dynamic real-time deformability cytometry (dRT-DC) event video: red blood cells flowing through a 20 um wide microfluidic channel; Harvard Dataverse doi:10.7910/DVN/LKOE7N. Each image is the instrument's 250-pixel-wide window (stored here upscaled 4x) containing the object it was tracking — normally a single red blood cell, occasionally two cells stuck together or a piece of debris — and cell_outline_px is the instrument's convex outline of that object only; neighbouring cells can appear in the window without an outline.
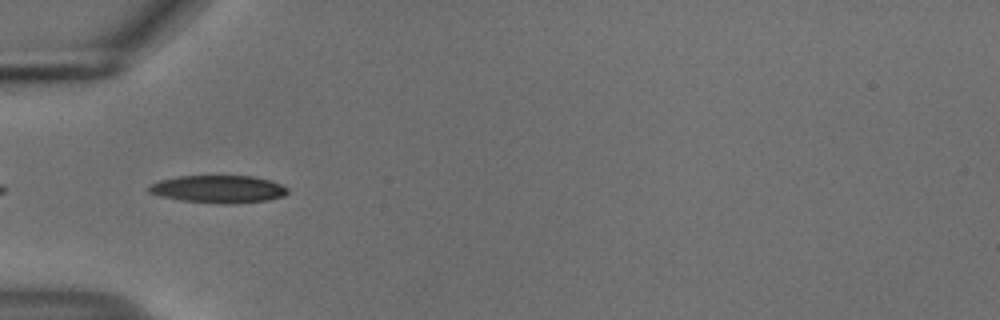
{"species": "common noctule bat (a hibernating species)", "species_latin": "Nyctalus noctula", "temperature_condition": "cold", "stored_images_in_passage": 5, "camera_frame_rate_fps": 3000, "um_per_image_px": 0.085, "animal": {"sex": "male", "body_mass_g": 18.8}, "frame": {"image": 1, "passage_image": 2, "time_ms": 0.333, "image_size_px": [1000, 320], "cell_outline_px": [[288, 192], [284, 196], [268, 200], [228, 204], [220, 204], [180, 200], [160, 196], [148, 192], [148, 188], [152, 184], [160, 180], [180, 176], [252, 176], [268, 180], [280, 184], [288, 188]], "centroid_in_image_um": [18.56, 16.08], "position_along_channel_um": 66.4, "area_um2": 22.2}}